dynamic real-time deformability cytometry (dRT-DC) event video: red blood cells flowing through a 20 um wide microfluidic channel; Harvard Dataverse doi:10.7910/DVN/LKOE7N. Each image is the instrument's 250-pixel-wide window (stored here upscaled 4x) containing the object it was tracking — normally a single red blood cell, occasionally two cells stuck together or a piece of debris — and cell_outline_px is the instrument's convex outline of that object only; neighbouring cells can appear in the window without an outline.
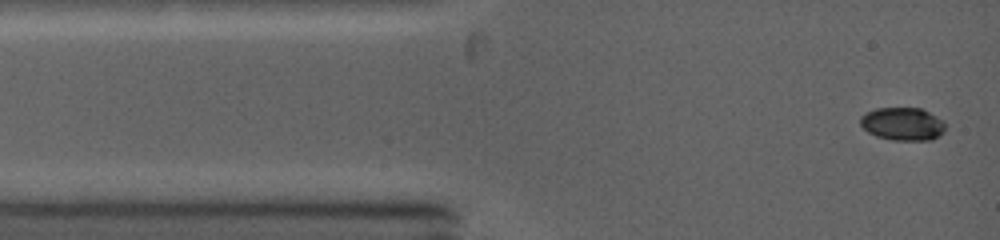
{"species": "common noctule bat (a hibernating species)", "species_latin": "Nyctalus noctula", "temperature_condition": "warm", "stored_images_in_passage": 8, "camera_frame_rate_fps": 5000, "um_per_image_px": 0.085, "animal": {"sex": "female", "body_mass_g": 19.0, "forearm_length_mm": 53.3}, "frame": {"image": 1, "passage_image": 1, "time_ms": 0.0, "image_size_px": [1000, 240], "cell_outline_px": [[944, 132], [940, 136], [932, 140], [892, 140], [876, 136], [868, 132], [860, 124], [860, 116], [876, 108], [920, 108], [944, 120]], "centroid_in_image_um": [76.74, 10.54], "position_along_channel_um": 8.3, "area_um2": 16.36}}
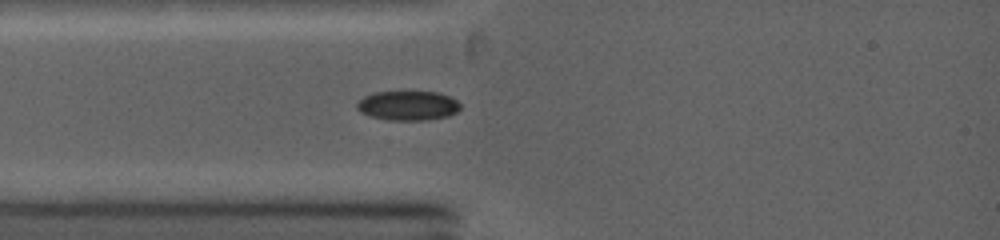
{"frame": {"image": 2, "passage_image": 4, "time_ms": 2.2, "image_size_px": [1000, 240], "cell_outline_px": [[460, 108], [456, 112], [448, 116], [428, 120], [388, 120], [368, 116], [360, 112], [356, 108], [356, 104], [364, 96], [372, 92], [440, 92], [456, 100], [460, 104]], "centroid_in_image_um": [34.65, 8.98], "position_along_channel_um": 50.4, "area_um2": 17.86}}